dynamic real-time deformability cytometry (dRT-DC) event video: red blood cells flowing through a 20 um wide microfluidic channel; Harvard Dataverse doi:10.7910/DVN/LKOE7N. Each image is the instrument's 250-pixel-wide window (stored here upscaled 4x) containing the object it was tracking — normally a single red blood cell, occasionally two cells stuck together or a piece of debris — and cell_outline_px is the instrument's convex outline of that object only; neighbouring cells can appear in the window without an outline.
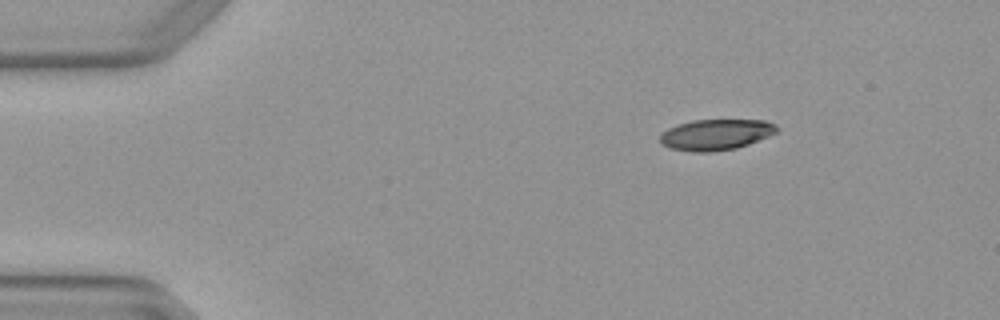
{"species": "Egyptian fruit bat (a non-hibernating species)", "species_latin": "Rousettus aegyptiacus", "temperature_condition": "warm", "stored_images_in_passage": 5, "segment_of_instrument_passage": [2, 2], "camera_frame_rate_fps": 3000, "um_per_image_px": 0.085, "animal": {"sex": "female"}, "frame": {"image": 1, "passage_image": 5, "time_ms": 1.333, "image_size_px": [1000, 320], "cell_outline_px": [[780, 128], [776, 132], [768, 136], [748, 144], [736, 148], [712, 152], [692, 152], [672, 148], [660, 144], [660, 136], [668, 128], [676, 124], [692, 120], [764, 120], [776, 124]], "centroid_in_image_um": [60.85, 11.44], "position_along_channel_um": 24.2, "area_um2": 21.04}}